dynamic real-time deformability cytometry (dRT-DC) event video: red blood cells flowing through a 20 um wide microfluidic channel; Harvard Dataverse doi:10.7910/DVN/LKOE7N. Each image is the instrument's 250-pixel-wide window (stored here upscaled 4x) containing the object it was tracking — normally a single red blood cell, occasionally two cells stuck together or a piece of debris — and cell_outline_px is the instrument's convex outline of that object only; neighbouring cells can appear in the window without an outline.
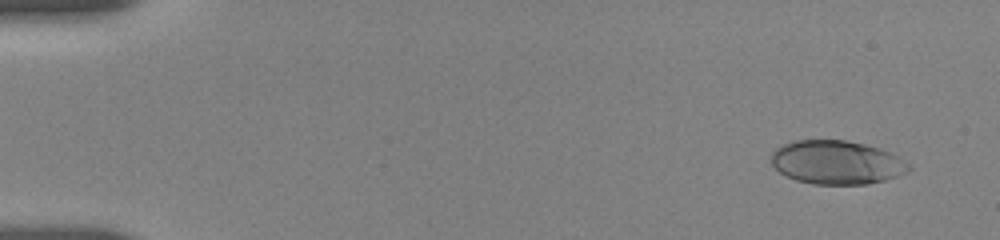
{"species": "human", "species_latin": "Homo sapiens", "temperature_condition": "room temperature", "stored_images_in_passage": 12, "camera_frame_rate_fps": 3000, "um_per_image_px": 0.085, "donor": {"sex": "female"}, "frame": {"image": 1, "passage_image": 2, "time_ms": 0.667, "image_size_px": [1000, 240], "cell_outline_px": [[912, 168], [908, 172], [884, 180], [868, 184], [812, 184], [796, 180], [780, 172], [772, 164], [772, 152], [776, 148], [784, 144], [796, 140], [844, 140], [864, 144], [880, 148], [892, 152], [908, 164]], "centroid_in_image_um": [71.13, 13.8], "position_along_channel_um": 13.9, "area_um2": 34.91}}
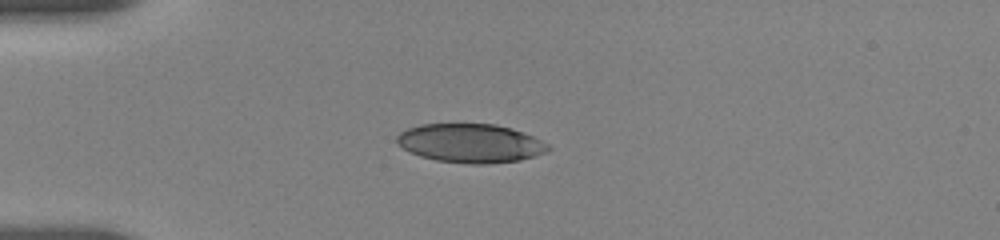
{"frame": {"image": 2, "passage_image": 8, "time_ms": 4.333, "image_size_px": [1000, 240], "cell_outline_px": [[552, 148], [544, 152], [520, 160], [488, 164], [468, 164], [436, 160], [420, 156], [396, 144], [396, 136], [400, 132], [408, 128], [420, 124], [496, 124], [512, 128], [524, 132], [548, 144]], "centroid_in_image_um": [39.98, 12.17], "position_along_channel_um": 45.0, "area_um2": 34.22}}
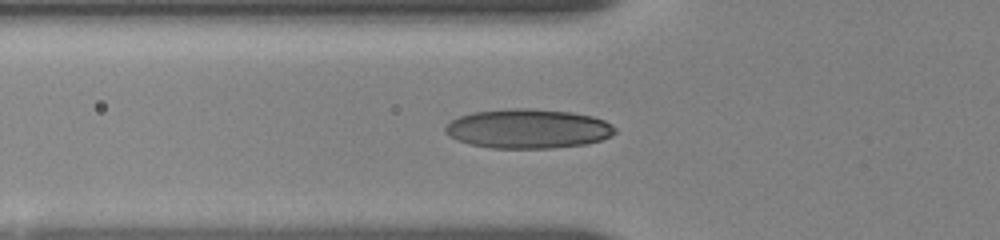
{"frame": {"image": 3, "passage_image": 11, "time_ms": 6.0, "image_size_px": [1000, 240], "cell_outline_px": [[616, 132], [612, 136], [588, 144], [552, 148], [492, 148], [468, 144], [456, 140], [448, 136], [444, 132], [444, 128], [452, 120], [460, 116], [476, 112], [512, 108], [532, 108], [572, 112], [592, 116], [604, 120], [612, 124], [616, 128]], "centroid_in_image_um": [44.9, 10.94], "position_along_channel_um": 80.9, "area_um2": 39.19}}